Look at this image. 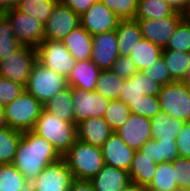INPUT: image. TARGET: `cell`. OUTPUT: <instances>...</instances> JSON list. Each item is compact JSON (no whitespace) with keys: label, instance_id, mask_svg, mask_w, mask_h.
Returning a JSON list of instances; mask_svg holds the SVG:
<instances>
[{"label":"cell","instance_id":"cell-54","mask_svg":"<svg viewBox=\"0 0 190 191\" xmlns=\"http://www.w3.org/2000/svg\"><path fill=\"white\" fill-rule=\"evenodd\" d=\"M189 66H190V63H189ZM183 82L190 88V67H189L188 74Z\"/></svg>","mask_w":190,"mask_h":191},{"label":"cell","instance_id":"cell-43","mask_svg":"<svg viewBox=\"0 0 190 191\" xmlns=\"http://www.w3.org/2000/svg\"><path fill=\"white\" fill-rule=\"evenodd\" d=\"M143 72L146 74V76L158 82L162 86L174 82L170 78L168 68L162 56L158 58L150 68L143 70Z\"/></svg>","mask_w":190,"mask_h":191},{"label":"cell","instance_id":"cell-36","mask_svg":"<svg viewBox=\"0 0 190 191\" xmlns=\"http://www.w3.org/2000/svg\"><path fill=\"white\" fill-rule=\"evenodd\" d=\"M24 175L12 164L0 165V191H21Z\"/></svg>","mask_w":190,"mask_h":191},{"label":"cell","instance_id":"cell-18","mask_svg":"<svg viewBox=\"0 0 190 191\" xmlns=\"http://www.w3.org/2000/svg\"><path fill=\"white\" fill-rule=\"evenodd\" d=\"M77 139L101 148L114 132L103 117H92L76 124Z\"/></svg>","mask_w":190,"mask_h":191},{"label":"cell","instance_id":"cell-12","mask_svg":"<svg viewBox=\"0 0 190 191\" xmlns=\"http://www.w3.org/2000/svg\"><path fill=\"white\" fill-rule=\"evenodd\" d=\"M80 25V16L63 2H57L51 16L44 24V40L61 41Z\"/></svg>","mask_w":190,"mask_h":191},{"label":"cell","instance_id":"cell-37","mask_svg":"<svg viewBox=\"0 0 190 191\" xmlns=\"http://www.w3.org/2000/svg\"><path fill=\"white\" fill-rule=\"evenodd\" d=\"M163 50H174L190 53V22L186 17L179 22Z\"/></svg>","mask_w":190,"mask_h":191},{"label":"cell","instance_id":"cell-21","mask_svg":"<svg viewBox=\"0 0 190 191\" xmlns=\"http://www.w3.org/2000/svg\"><path fill=\"white\" fill-rule=\"evenodd\" d=\"M61 42L76 61L91 59L92 36L81 25L73 29Z\"/></svg>","mask_w":190,"mask_h":191},{"label":"cell","instance_id":"cell-10","mask_svg":"<svg viewBox=\"0 0 190 191\" xmlns=\"http://www.w3.org/2000/svg\"><path fill=\"white\" fill-rule=\"evenodd\" d=\"M70 88L76 124L88 118L104 116L109 99L96 91Z\"/></svg>","mask_w":190,"mask_h":191},{"label":"cell","instance_id":"cell-25","mask_svg":"<svg viewBox=\"0 0 190 191\" xmlns=\"http://www.w3.org/2000/svg\"><path fill=\"white\" fill-rule=\"evenodd\" d=\"M72 101L71 88L67 86L45 103L43 109L48 113L54 114L63 121L75 122Z\"/></svg>","mask_w":190,"mask_h":191},{"label":"cell","instance_id":"cell-13","mask_svg":"<svg viewBox=\"0 0 190 191\" xmlns=\"http://www.w3.org/2000/svg\"><path fill=\"white\" fill-rule=\"evenodd\" d=\"M120 19L100 0H97L80 16V25L91 35L116 29Z\"/></svg>","mask_w":190,"mask_h":191},{"label":"cell","instance_id":"cell-16","mask_svg":"<svg viewBox=\"0 0 190 191\" xmlns=\"http://www.w3.org/2000/svg\"><path fill=\"white\" fill-rule=\"evenodd\" d=\"M151 119L137 114H130L129 119L115 132L133 150L140 148L152 139Z\"/></svg>","mask_w":190,"mask_h":191},{"label":"cell","instance_id":"cell-30","mask_svg":"<svg viewBox=\"0 0 190 191\" xmlns=\"http://www.w3.org/2000/svg\"><path fill=\"white\" fill-rule=\"evenodd\" d=\"M147 188L152 191H179L172 162L157 164L153 180Z\"/></svg>","mask_w":190,"mask_h":191},{"label":"cell","instance_id":"cell-45","mask_svg":"<svg viewBox=\"0 0 190 191\" xmlns=\"http://www.w3.org/2000/svg\"><path fill=\"white\" fill-rule=\"evenodd\" d=\"M180 157L190 158V121L184 125L175 139Z\"/></svg>","mask_w":190,"mask_h":191},{"label":"cell","instance_id":"cell-50","mask_svg":"<svg viewBox=\"0 0 190 191\" xmlns=\"http://www.w3.org/2000/svg\"><path fill=\"white\" fill-rule=\"evenodd\" d=\"M20 0H0V12L16 7Z\"/></svg>","mask_w":190,"mask_h":191},{"label":"cell","instance_id":"cell-44","mask_svg":"<svg viewBox=\"0 0 190 191\" xmlns=\"http://www.w3.org/2000/svg\"><path fill=\"white\" fill-rule=\"evenodd\" d=\"M111 70L123 79H129L138 71L129 56H119Z\"/></svg>","mask_w":190,"mask_h":191},{"label":"cell","instance_id":"cell-17","mask_svg":"<svg viewBox=\"0 0 190 191\" xmlns=\"http://www.w3.org/2000/svg\"><path fill=\"white\" fill-rule=\"evenodd\" d=\"M104 163L129 171L135 150L131 149L114 131L101 147Z\"/></svg>","mask_w":190,"mask_h":191},{"label":"cell","instance_id":"cell-7","mask_svg":"<svg viewBox=\"0 0 190 191\" xmlns=\"http://www.w3.org/2000/svg\"><path fill=\"white\" fill-rule=\"evenodd\" d=\"M36 62V48L21 45L12 55L0 61V77L26 86Z\"/></svg>","mask_w":190,"mask_h":191},{"label":"cell","instance_id":"cell-48","mask_svg":"<svg viewBox=\"0 0 190 191\" xmlns=\"http://www.w3.org/2000/svg\"><path fill=\"white\" fill-rule=\"evenodd\" d=\"M69 191H95L90 180L73 179Z\"/></svg>","mask_w":190,"mask_h":191},{"label":"cell","instance_id":"cell-2","mask_svg":"<svg viewBox=\"0 0 190 191\" xmlns=\"http://www.w3.org/2000/svg\"><path fill=\"white\" fill-rule=\"evenodd\" d=\"M74 179L91 180L105 165L101 148L76 140L62 155Z\"/></svg>","mask_w":190,"mask_h":191},{"label":"cell","instance_id":"cell-20","mask_svg":"<svg viewBox=\"0 0 190 191\" xmlns=\"http://www.w3.org/2000/svg\"><path fill=\"white\" fill-rule=\"evenodd\" d=\"M90 182L95 191H121L131 180L127 171L105 164Z\"/></svg>","mask_w":190,"mask_h":191},{"label":"cell","instance_id":"cell-24","mask_svg":"<svg viewBox=\"0 0 190 191\" xmlns=\"http://www.w3.org/2000/svg\"><path fill=\"white\" fill-rule=\"evenodd\" d=\"M156 167L157 163L153 159L136 151L128 171L131 182L140 187H147L153 180Z\"/></svg>","mask_w":190,"mask_h":191},{"label":"cell","instance_id":"cell-29","mask_svg":"<svg viewBox=\"0 0 190 191\" xmlns=\"http://www.w3.org/2000/svg\"><path fill=\"white\" fill-rule=\"evenodd\" d=\"M175 12L176 10L165 0H138L135 19H160Z\"/></svg>","mask_w":190,"mask_h":191},{"label":"cell","instance_id":"cell-52","mask_svg":"<svg viewBox=\"0 0 190 191\" xmlns=\"http://www.w3.org/2000/svg\"><path fill=\"white\" fill-rule=\"evenodd\" d=\"M141 187L131 182L127 186H125L121 191H140Z\"/></svg>","mask_w":190,"mask_h":191},{"label":"cell","instance_id":"cell-47","mask_svg":"<svg viewBox=\"0 0 190 191\" xmlns=\"http://www.w3.org/2000/svg\"><path fill=\"white\" fill-rule=\"evenodd\" d=\"M97 0H64L63 3L74 13L81 16Z\"/></svg>","mask_w":190,"mask_h":191},{"label":"cell","instance_id":"cell-35","mask_svg":"<svg viewBox=\"0 0 190 191\" xmlns=\"http://www.w3.org/2000/svg\"><path fill=\"white\" fill-rule=\"evenodd\" d=\"M129 106L122 100H110L103 118L113 131L121 127L130 116Z\"/></svg>","mask_w":190,"mask_h":191},{"label":"cell","instance_id":"cell-53","mask_svg":"<svg viewBox=\"0 0 190 191\" xmlns=\"http://www.w3.org/2000/svg\"><path fill=\"white\" fill-rule=\"evenodd\" d=\"M5 119H4V108L2 105H0V129L5 127Z\"/></svg>","mask_w":190,"mask_h":191},{"label":"cell","instance_id":"cell-14","mask_svg":"<svg viewBox=\"0 0 190 191\" xmlns=\"http://www.w3.org/2000/svg\"><path fill=\"white\" fill-rule=\"evenodd\" d=\"M73 179L68 164L61 157L48 164L35 178L36 191H69Z\"/></svg>","mask_w":190,"mask_h":191},{"label":"cell","instance_id":"cell-55","mask_svg":"<svg viewBox=\"0 0 190 191\" xmlns=\"http://www.w3.org/2000/svg\"><path fill=\"white\" fill-rule=\"evenodd\" d=\"M185 17L188 19L190 22V9L185 13Z\"/></svg>","mask_w":190,"mask_h":191},{"label":"cell","instance_id":"cell-38","mask_svg":"<svg viewBox=\"0 0 190 191\" xmlns=\"http://www.w3.org/2000/svg\"><path fill=\"white\" fill-rule=\"evenodd\" d=\"M131 114L153 118L161 112L158 95H140V98L130 101L128 105Z\"/></svg>","mask_w":190,"mask_h":191},{"label":"cell","instance_id":"cell-1","mask_svg":"<svg viewBox=\"0 0 190 191\" xmlns=\"http://www.w3.org/2000/svg\"><path fill=\"white\" fill-rule=\"evenodd\" d=\"M62 156L53 145L32 131L22 132L13 165L25 178H36L50 163Z\"/></svg>","mask_w":190,"mask_h":191},{"label":"cell","instance_id":"cell-15","mask_svg":"<svg viewBox=\"0 0 190 191\" xmlns=\"http://www.w3.org/2000/svg\"><path fill=\"white\" fill-rule=\"evenodd\" d=\"M91 61L100 70H111L119 55L118 40L115 30L92 36Z\"/></svg>","mask_w":190,"mask_h":191},{"label":"cell","instance_id":"cell-56","mask_svg":"<svg viewBox=\"0 0 190 191\" xmlns=\"http://www.w3.org/2000/svg\"><path fill=\"white\" fill-rule=\"evenodd\" d=\"M140 191H152V190L148 189L147 187H141Z\"/></svg>","mask_w":190,"mask_h":191},{"label":"cell","instance_id":"cell-46","mask_svg":"<svg viewBox=\"0 0 190 191\" xmlns=\"http://www.w3.org/2000/svg\"><path fill=\"white\" fill-rule=\"evenodd\" d=\"M138 98H140V93H136L135 90V74H134L129 79L124 80L119 100H122L124 103L129 105L130 101L137 100Z\"/></svg>","mask_w":190,"mask_h":191},{"label":"cell","instance_id":"cell-4","mask_svg":"<svg viewBox=\"0 0 190 191\" xmlns=\"http://www.w3.org/2000/svg\"><path fill=\"white\" fill-rule=\"evenodd\" d=\"M3 108L6 126L24 132L33 129L43 110V104L25 90Z\"/></svg>","mask_w":190,"mask_h":191},{"label":"cell","instance_id":"cell-42","mask_svg":"<svg viewBox=\"0 0 190 191\" xmlns=\"http://www.w3.org/2000/svg\"><path fill=\"white\" fill-rule=\"evenodd\" d=\"M162 85L152 80L143 71L135 73V90L140 95H158Z\"/></svg>","mask_w":190,"mask_h":191},{"label":"cell","instance_id":"cell-32","mask_svg":"<svg viewBox=\"0 0 190 191\" xmlns=\"http://www.w3.org/2000/svg\"><path fill=\"white\" fill-rule=\"evenodd\" d=\"M56 4V0H20L15 8L45 24Z\"/></svg>","mask_w":190,"mask_h":191},{"label":"cell","instance_id":"cell-26","mask_svg":"<svg viewBox=\"0 0 190 191\" xmlns=\"http://www.w3.org/2000/svg\"><path fill=\"white\" fill-rule=\"evenodd\" d=\"M163 48L153 44L147 39H142L136 44L129 57L135 63L138 71L150 68L162 56Z\"/></svg>","mask_w":190,"mask_h":191},{"label":"cell","instance_id":"cell-33","mask_svg":"<svg viewBox=\"0 0 190 191\" xmlns=\"http://www.w3.org/2000/svg\"><path fill=\"white\" fill-rule=\"evenodd\" d=\"M124 80L112 70H101L95 91L109 100L119 99Z\"/></svg>","mask_w":190,"mask_h":191},{"label":"cell","instance_id":"cell-34","mask_svg":"<svg viewBox=\"0 0 190 191\" xmlns=\"http://www.w3.org/2000/svg\"><path fill=\"white\" fill-rule=\"evenodd\" d=\"M21 44L16 39L8 18L0 14V61L12 55Z\"/></svg>","mask_w":190,"mask_h":191},{"label":"cell","instance_id":"cell-41","mask_svg":"<svg viewBox=\"0 0 190 191\" xmlns=\"http://www.w3.org/2000/svg\"><path fill=\"white\" fill-rule=\"evenodd\" d=\"M25 91V86L12 80L0 77V105L11 103Z\"/></svg>","mask_w":190,"mask_h":191},{"label":"cell","instance_id":"cell-40","mask_svg":"<svg viewBox=\"0 0 190 191\" xmlns=\"http://www.w3.org/2000/svg\"><path fill=\"white\" fill-rule=\"evenodd\" d=\"M172 164L175 166V181L179 191H190V158L179 156Z\"/></svg>","mask_w":190,"mask_h":191},{"label":"cell","instance_id":"cell-49","mask_svg":"<svg viewBox=\"0 0 190 191\" xmlns=\"http://www.w3.org/2000/svg\"><path fill=\"white\" fill-rule=\"evenodd\" d=\"M167 1L176 11L186 13L190 9V0H165Z\"/></svg>","mask_w":190,"mask_h":191},{"label":"cell","instance_id":"cell-22","mask_svg":"<svg viewBox=\"0 0 190 191\" xmlns=\"http://www.w3.org/2000/svg\"><path fill=\"white\" fill-rule=\"evenodd\" d=\"M148 158L153 159L157 164L173 162L179 157L175 139H151L148 140L139 150Z\"/></svg>","mask_w":190,"mask_h":191},{"label":"cell","instance_id":"cell-6","mask_svg":"<svg viewBox=\"0 0 190 191\" xmlns=\"http://www.w3.org/2000/svg\"><path fill=\"white\" fill-rule=\"evenodd\" d=\"M158 98L161 112L183 122L190 121V88L183 81L162 86Z\"/></svg>","mask_w":190,"mask_h":191},{"label":"cell","instance_id":"cell-3","mask_svg":"<svg viewBox=\"0 0 190 191\" xmlns=\"http://www.w3.org/2000/svg\"><path fill=\"white\" fill-rule=\"evenodd\" d=\"M31 131L48 140L61 156L77 140L75 122L63 121L44 109Z\"/></svg>","mask_w":190,"mask_h":191},{"label":"cell","instance_id":"cell-28","mask_svg":"<svg viewBox=\"0 0 190 191\" xmlns=\"http://www.w3.org/2000/svg\"><path fill=\"white\" fill-rule=\"evenodd\" d=\"M162 57L168 68L170 78L173 81H184L190 67V53L174 50H163Z\"/></svg>","mask_w":190,"mask_h":191},{"label":"cell","instance_id":"cell-27","mask_svg":"<svg viewBox=\"0 0 190 191\" xmlns=\"http://www.w3.org/2000/svg\"><path fill=\"white\" fill-rule=\"evenodd\" d=\"M184 122L160 112L151 118L152 139H176Z\"/></svg>","mask_w":190,"mask_h":191},{"label":"cell","instance_id":"cell-23","mask_svg":"<svg viewBox=\"0 0 190 191\" xmlns=\"http://www.w3.org/2000/svg\"><path fill=\"white\" fill-rule=\"evenodd\" d=\"M115 33L120 56H129L136 44L144 39L139 24L135 19L120 20Z\"/></svg>","mask_w":190,"mask_h":191},{"label":"cell","instance_id":"cell-9","mask_svg":"<svg viewBox=\"0 0 190 191\" xmlns=\"http://www.w3.org/2000/svg\"><path fill=\"white\" fill-rule=\"evenodd\" d=\"M9 20L15 37L23 46L36 48L44 40V24L15 7L2 12Z\"/></svg>","mask_w":190,"mask_h":191},{"label":"cell","instance_id":"cell-11","mask_svg":"<svg viewBox=\"0 0 190 191\" xmlns=\"http://www.w3.org/2000/svg\"><path fill=\"white\" fill-rule=\"evenodd\" d=\"M185 13L176 11L173 15L160 19H135L137 20L144 39L155 45L165 48Z\"/></svg>","mask_w":190,"mask_h":191},{"label":"cell","instance_id":"cell-39","mask_svg":"<svg viewBox=\"0 0 190 191\" xmlns=\"http://www.w3.org/2000/svg\"><path fill=\"white\" fill-rule=\"evenodd\" d=\"M108 9L113 11L120 20L135 19L138 0H100Z\"/></svg>","mask_w":190,"mask_h":191},{"label":"cell","instance_id":"cell-5","mask_svg":"<svg viewBox=\"0 0 190 191\" xmlns=\"http://www.w3.org/2000/svg\"><path fill=\"white\" fill-rule=\"evenodd\" d=\"M67 86L63 76L36 62L32 67L25 90L44 105Z\"/></svg>","mask_w":190,"mask_h":191},{"label":"cell","instance_id":"cell-51","mask_svg":"<svg viewBox=\"0 0 190 191\" xmlns=\"http://www.w3.org/2000/svg\"><path fill=\"white\" fill-rule=\"evenodd\" d=\"M36 186L35 178H25V183L21 191H36Z\"/></svg>","mask_w":190,"mask_h":191},{"label":"cell","instance_id":"cell-31","mask_svg":"<svg viewBox=\"0 0 190 191\" xmlns=\"http://www.w3.org/2000/svg\"><path fill=\"white\" fill-rule=\"evenodd\" d=\"M22 132L8 126L0 129V165L12 164Z\"/></svg>","mask_w":190,"mask_h":191},{"label":"cell","instance_id":"cell-8","mask_svg":"<svg viewBox=\"0 0 190 191\" xmlns=\"http://www.w3.org/2000/svg\"><path fill=\"white\" fill-rule=\"evenodd\" d=\"M37 62L67 79L76 60L61 41L43 40L37 47Z\"/></svg>","mask_w":190,"mask_h":191},{"label":"cell","instance_id":"cell-19","mask_svg":"<svg viewBox=\"0 0 190 191\" xmlns=\"http://www.w3.org/2000/svg\"><path fill=\"white\" fill-rule=\"evenodd\" d=\"M100 69L91 61H76L66 82L69 87L95 91Z\"/></svg>","mask_w":190,"mask_h":191}]
</instances>
